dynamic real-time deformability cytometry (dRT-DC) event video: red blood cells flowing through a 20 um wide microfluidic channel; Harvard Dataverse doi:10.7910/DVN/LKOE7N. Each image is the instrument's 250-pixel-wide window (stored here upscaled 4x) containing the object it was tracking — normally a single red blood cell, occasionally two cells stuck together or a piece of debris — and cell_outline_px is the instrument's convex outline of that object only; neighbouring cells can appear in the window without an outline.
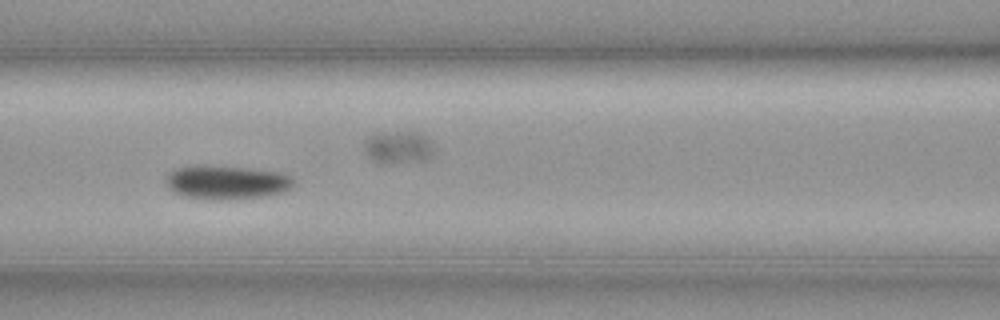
{"species": "common noctule bat (a hibernating species)", "species_latin": "Nyctalus noctula", "temperature_condition": "cold", "stored_images_in_passage": 14, "segment_of_instrument_passage": [2, 2], "camera_frame_rate_fps": 3000, "um_per_image_px": 0.085, "animal": {"sex": "female", "body_mass_g": 19.3, "forearm_length_mm": 54.1}, "frame": {"image": 1, "passage_image": 11, "time_ms": 3.333, "image_size_px": [1000, 320], "cell_outline_px": [[296, 180], [292, 188], [284, 192], [268, 196], [232, 200], [212, 200], [184, 196], [168, 188], [164, 180], [168, 172], [176, 168], [248, 168], [280, 172], [292, 176]], "centroid_in_image_um": [19.35, 15.55], "position_along_channel_um": 147.2, "area_um2": 24.85}}